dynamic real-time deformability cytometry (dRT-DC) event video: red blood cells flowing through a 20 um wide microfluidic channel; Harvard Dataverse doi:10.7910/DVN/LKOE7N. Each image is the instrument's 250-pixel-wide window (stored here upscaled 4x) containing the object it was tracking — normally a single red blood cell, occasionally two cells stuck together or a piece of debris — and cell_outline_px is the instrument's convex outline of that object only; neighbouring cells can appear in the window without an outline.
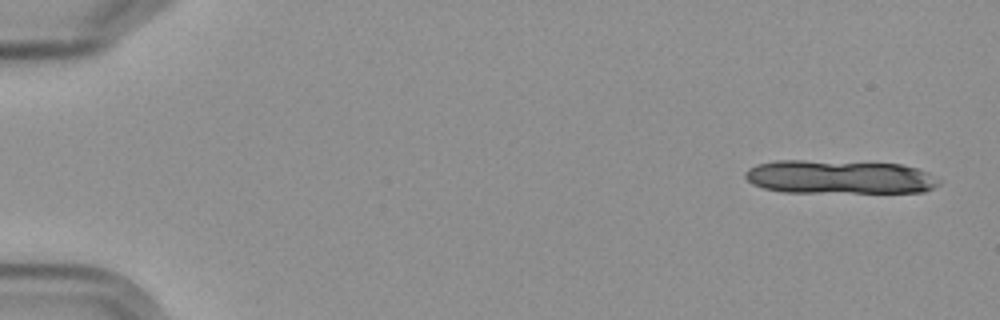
{"species": "Egyptian fruit bat (a non-hibernating species)", "species_latin": "Rousettus aegyptiacus", "temperature_condition": "cold", "stored_images_in_passage": 6, "camera_frame_rate_fps": 3000, "um_per_image_px": 0.085, "frame": {"image": 1, "passage_image": 1, "time_ms": 0.0, "image_size_px": [1000, 320], "cell_outline_px": [[940, 184], [924, 192], [784, 192], [764, 188], [752, 184], [744, 176], [744, 172], [748, 168], [756, 164], [776, 160], [804, 160], [900, 164], [916, 168], [928, 172], [940, 180]], "centroid_in_image_um": [71.32, 15.04], "position_along_channel_um": 13.7, "area_um2": 38.09}}
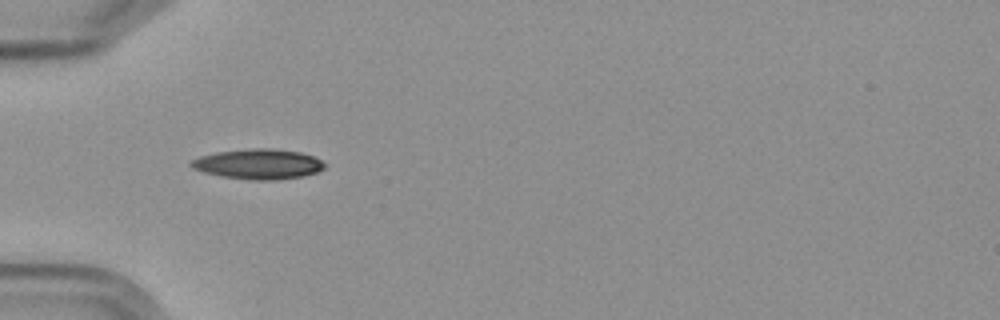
{"frame": {"image": 2, "passage_image": 5, "time_ms": 5.667, "image_size_px": [1000, 320], "cell_outline_px": [[324, 168], [316, 172], [304, 176], [276, 180], [256, 180], [224, 176], [204, 172], [192, 168], [188, 164], [192, 160], [200, 156], [216, 152], [252, 148], [268, 148], [300, 152], [312, 156], [320, 160], [324, 164]], "centroid_in_image_um": [21.94, 13.94], "position_along_channel_um": 63.1, "area_um2": 23.18}}
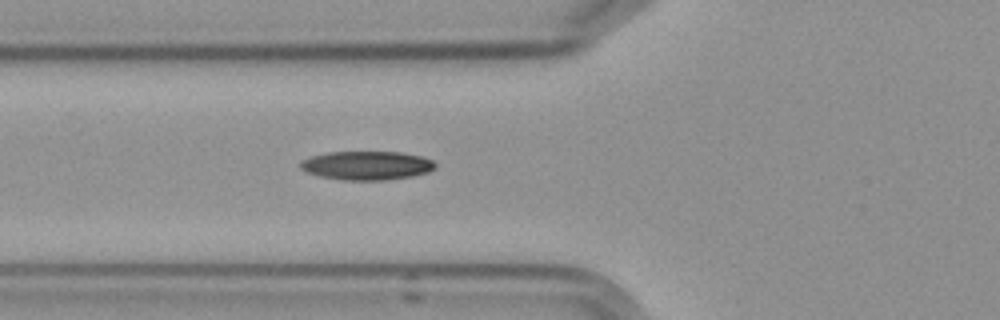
{"frame": {"image": 3, "passage_image": 6, "time_ms": 6.667, "image_size_px": [1000, 320], "cell_outline_px": [[436, 168], [428, 172], [412, 176], [384, 180], [344, 180], [320, 176], [308, 172], [300, 168], [300, 160], [312, 156], [328, 152], [400, 152], [420, 156], [432, 160], [436, 164]], "centroid_in_image_um": [31.18, 14.06], "position_along_channel_um": 94.6, "area_um2": 22.54}}